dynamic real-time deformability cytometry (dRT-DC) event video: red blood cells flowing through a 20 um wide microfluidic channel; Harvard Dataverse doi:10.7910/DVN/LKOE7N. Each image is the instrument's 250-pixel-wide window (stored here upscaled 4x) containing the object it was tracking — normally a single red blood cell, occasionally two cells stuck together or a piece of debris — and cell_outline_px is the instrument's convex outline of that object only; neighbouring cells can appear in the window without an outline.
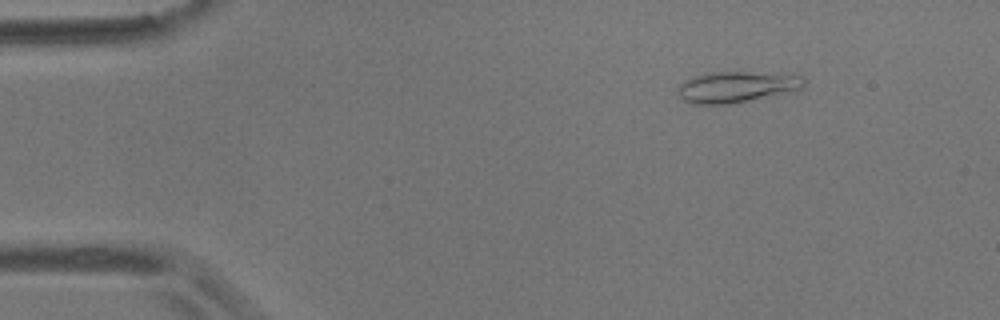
{"species": "common noctule bat (a hibernating species)", "species_latin": "Nyctalus noctula", "temperature_condition": "room temperature", "stored_images_in_passage": 7, "camera_frame_rate_fps": 3000, "um_per_image_px": 0.085, "animal": {"sex": "male", "body_mass_g": 17.9}, "frame": {"image": 1, "passage_image": 1, "time_ms": 0.0, "image_size_px": [1000, 320], "cell_outline_px": [[804, 84], [800, 88], [748, 100], [728, 104], [692, 104], [684, 100], [680, 96], [676, 88], [684, 80], [708, 72], [748, 72], [804, 76]], "centroid_in_image_um": [62.5, 7.38], "position_along_channel_um": 22.5, "area_um2": 22.2}}
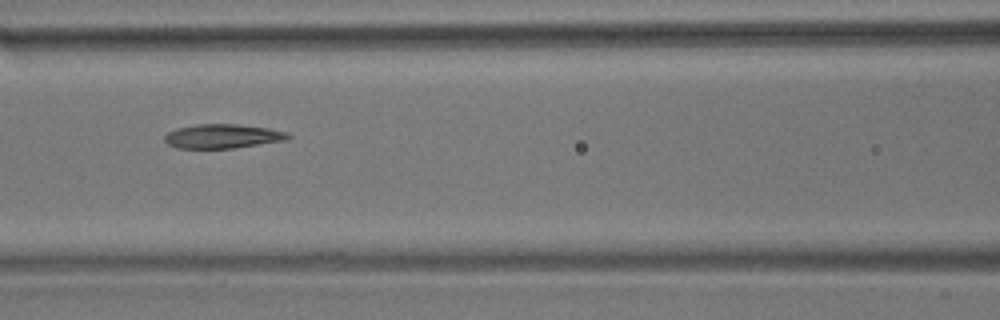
{"frame": {"image": 2, "passage_image": 6, "time_ms": 5.667, "image_size_px": [1000, 320], "cell_outline_px": [[292, 136], [288, 140], [232, 148], [176, 148], [168, 144], [164, 140], [164, 136], [168, 132], [176, 128], [196, 124], [236, 124], [268, 128], [288, 132]], "centroid_in_image_um": [18.93, 11.57], "position_along_channel_um": 147.7, "area_um2": 17.46}}
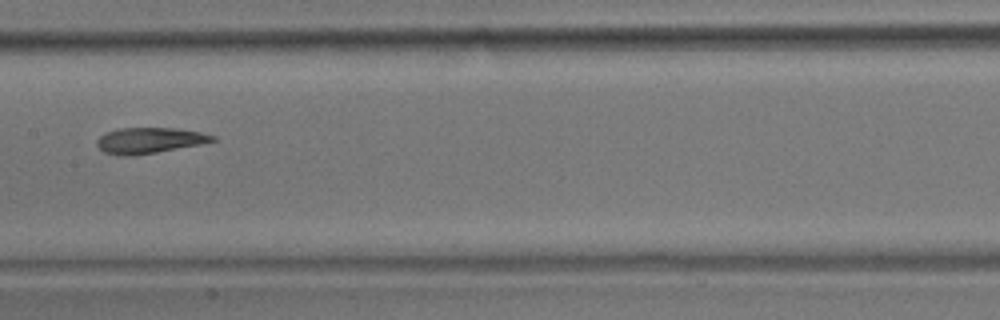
{"frame": {"image": 3, "passage_image": 7, "time_ms": 7.0, "image_size_px": [1000, 320], "cell_outline_px": [[216, 140], [200, 144], [156, 152], [132, 156], [120, 156], [104, 152], [96, 144], [96, 140], [104, 132], [120, 128], [176, 128], [200, 132], [216, 136]], "centroid_in_image_um": [12.66, 11.93], "position_along_channel_um": 194.7, "area_um2": 17.34}}